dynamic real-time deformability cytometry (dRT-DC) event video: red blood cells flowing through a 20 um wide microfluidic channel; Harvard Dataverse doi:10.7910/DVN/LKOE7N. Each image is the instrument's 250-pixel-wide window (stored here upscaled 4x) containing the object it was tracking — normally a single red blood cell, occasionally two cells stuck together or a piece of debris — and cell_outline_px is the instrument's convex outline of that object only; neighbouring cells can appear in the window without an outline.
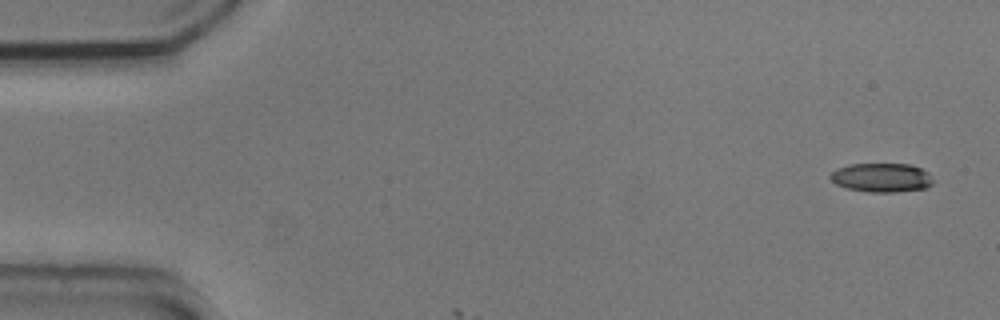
{"species": "common noctule bat (a hibernating species)", "species_latin": "Nyctalus noctula", "temperature_condition": "cold", "stored_images_in_passage": 3, "camera_frame_rate_fps": 3000, "um_per_image_px": 0.085, "animal": {"sex": "male", "body_mass_g": 20.5, "forearm_length_mm": 52.5}, "frame": {"image": 1, "passage_image": 1, "time_ms": 0.0, "image_size_px": [1000, 320], "cell_outline_px": [[932, 184], [928, 188], [896, 192], [868, 192], [848, 188], [836, 184], [828, 176], [836, 168], [848, 164], [912, 164], [928, 172], [932, 180]], "centroid_in_image_um": [74.93, 15.09], "position_along_channel_um": 10.1, "area_um2": 17.46}}